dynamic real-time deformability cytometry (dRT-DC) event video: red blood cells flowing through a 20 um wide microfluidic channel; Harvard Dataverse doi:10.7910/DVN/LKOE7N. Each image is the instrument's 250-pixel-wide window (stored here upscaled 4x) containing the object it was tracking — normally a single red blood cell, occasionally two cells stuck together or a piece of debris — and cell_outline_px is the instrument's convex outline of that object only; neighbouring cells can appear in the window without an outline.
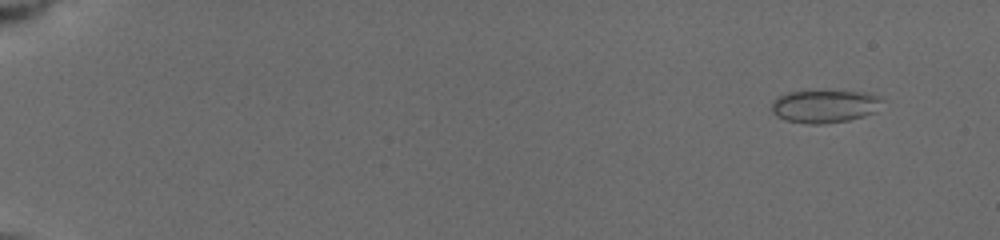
{"species": "common noctule bat (a hibernating species)", "species_latin": "Nyctalus noctula", "temperature_condition": "cold", "stored_images_in_passage": 13, "camera_frame_rate_fps": 3000, "um_per_image_px": 0.085, "animal": {"sex": "female", "body_mass_g": 19.5, "forearm_length_mm": 54.1}, "frame": {"image": 1, "passage_image": 3, "time_ms": 1.333, "image_size_px": [1000, 240], "cell_outline_px": [[880, 100], [876, 112], [864, 116], [848, 120], [820, 124], [804, 124], [788, 120], [776, 116], [772, 112], [772, 100], [776, 96], [788, 92], [864, 92], [880, 96]], "centroid_in_image_um": [70.04, 9.05], "position_along_channel_um": 15.0, "area_um2": 20.87}}
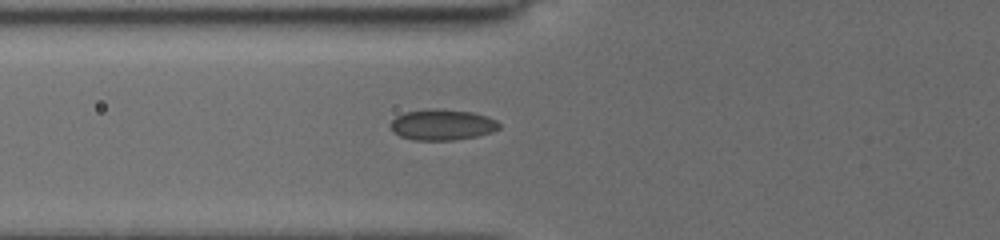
{"frame": {"image": 2, "passage_image": 11, "time_ms": 7.333, "image_size_px": [1000, 240], "cell_outline_px": [[500, 128], [492, 132], [476, 136], [452, 140], [412, 140], [400, 136], [392, 132], [388, 124], [396, 116], [404, 112], [428, 108], [472, 112], [496, 120], [500, 124]], "centroid_in_image_um": [37.52, 10.6], "position_along_channel_um": 88.3, "area_um2": 19.59}}
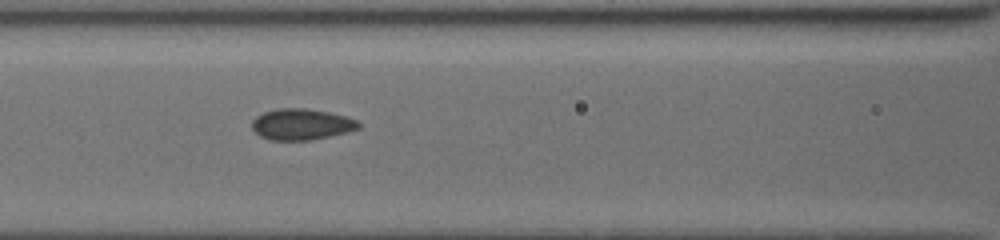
{"frame": {"image": 3, "passage_image": 13, "time_ms": 8.667, "image_size_px": [1000, 240], "cell_outline_px": [[360, 128], [348, 132], [312, 140], [268, 140], [260, 136], [252, 128], [252, 120], [256, 116], [264, 112], [276, 108], [304, 108], [328, 112], [344, 116], [356, 120], [360, 124]], "centroid_in_image_um": [25.6, 10.57], "position_along_channel_um": 141.0, "area_um2": 19.36}}